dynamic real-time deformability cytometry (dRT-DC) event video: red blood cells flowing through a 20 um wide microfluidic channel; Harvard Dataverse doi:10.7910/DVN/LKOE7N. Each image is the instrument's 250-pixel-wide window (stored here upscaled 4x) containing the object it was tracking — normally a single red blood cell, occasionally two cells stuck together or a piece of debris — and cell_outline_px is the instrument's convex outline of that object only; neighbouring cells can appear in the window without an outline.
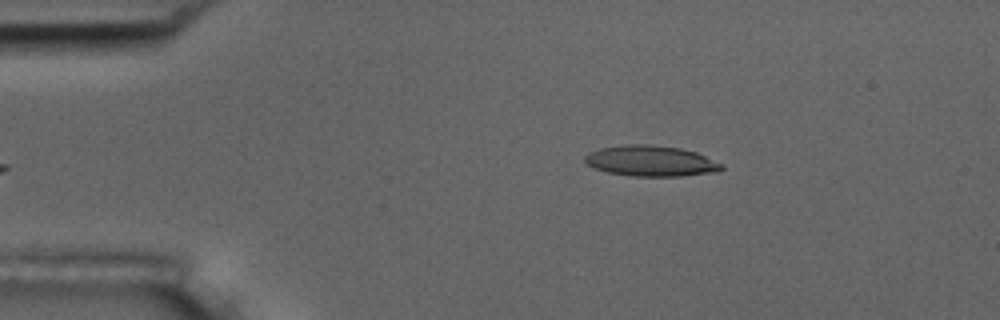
{"species": "common noctule bat (a hibernating species)", "species_latin": "Nyctalus noctula", "temperature_condition": "room temperature", "stored_images_in_passage": 5, "camera_frame_rate_fps": 3000, "um_per_image_px": 0.085, "animal": {"sex": "male", "body_mass_g": 17.5, "forearm_length_mm": 52.3}, "frame": {"image": 1, "passage_image": 5, "time_ms": 4.667, "image_size_px": [1000, 320], "cell_outline_px": [[724, 168], [720, 172], [680, 176], [632, 176], [608, 172], [584, 164], [584, 156], [588, 152], [600, 148], [628, 144], [648, 144], [680, 148], [696, 152], [724, 164]], "centroid_in_image_um": [55.34, 13.68], "position_along_channel_um": 29.7, "area_um2": 24.68}}